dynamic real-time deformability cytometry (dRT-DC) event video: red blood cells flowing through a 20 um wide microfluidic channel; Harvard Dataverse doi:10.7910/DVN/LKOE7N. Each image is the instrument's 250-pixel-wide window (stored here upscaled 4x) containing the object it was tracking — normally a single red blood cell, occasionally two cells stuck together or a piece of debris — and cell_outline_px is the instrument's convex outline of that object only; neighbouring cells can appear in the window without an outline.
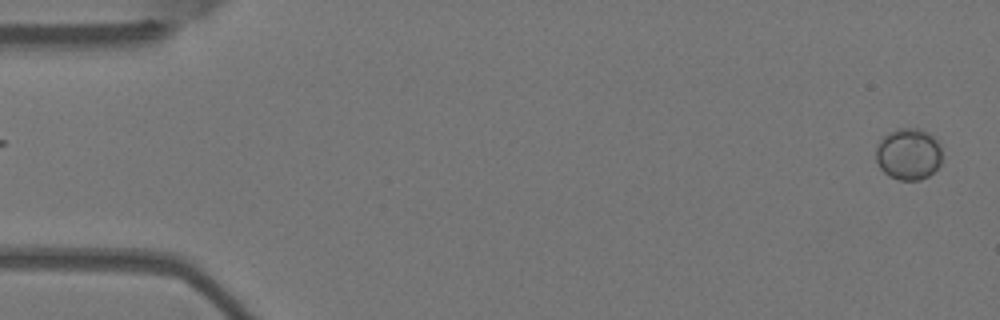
{"species": "Egyptian fruit bat (a non-hibernating species)", "species_latin": "Rousettus aegyptiacus", "temperature_condition": "warm", "stored_images_in_passage": 4, "segment_of_instrument_passage": [2, 2], "camera_frame_rate_fps": 3000, "um_per_image_px": 0.085, "animal": {"sex": "female"}, "frame": {"image": 1, "passage_image": 4, "time_ms": 1.0, "image_size_px": [1000, 320], "cell_outline_px": [[940, 164], [928, 176], [920, 180], [900, 180], [888, 176], [880, 168], [876, 160], [876, 144], [884, 136], [900, 128], [920, 128], [928, 132], [940, 144]], "centroid_in_image_um": [77.2, 13.1], "position_along_channel_um": 7.8, "area_um2": 19.83}}